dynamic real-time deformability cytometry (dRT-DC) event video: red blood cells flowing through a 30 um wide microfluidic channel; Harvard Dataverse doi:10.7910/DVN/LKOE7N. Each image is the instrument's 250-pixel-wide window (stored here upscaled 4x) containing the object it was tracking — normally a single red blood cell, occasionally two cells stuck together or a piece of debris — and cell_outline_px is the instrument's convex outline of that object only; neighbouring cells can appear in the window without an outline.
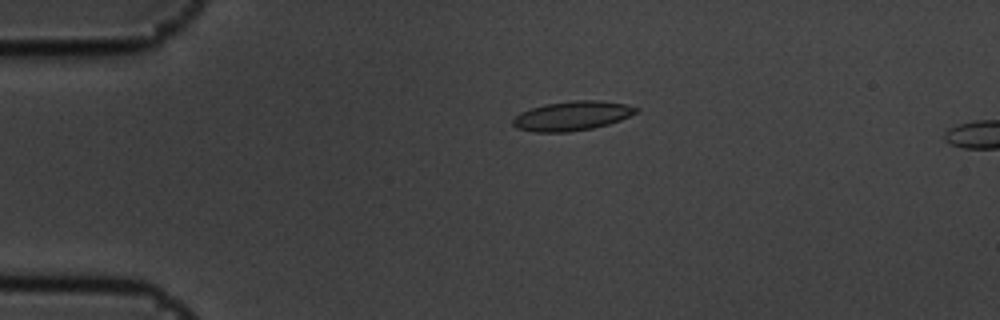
{"species": "common noctule bat (a hibernating species)", "species_latin": "Nyctalus noctula", "temperature_condition": "cold", "stored_images_in_passage": 10, "camera_frame_rate_fps": 3000, "um_per_image_px": 0.085, "animal": {"sex": "male", "body_mass_g": 19.5, "forearm_length_mm": 54.6}, "frame": {"image": 1, "passage_image": 7, "time_ms": 2.0, "image_size_px": [1000, 320], "cell_outline_px": [[640, 108], [636, 112], [620, 120], [608, 124], [592, 128], [568, 132], [536, 132], [516, 128], [512, 124], [512, 120], [520, 112], [544, 104], [572, 100], [596, 100], [624, 104]], "centroid_in_image_um": [48.59, 9.85], "position_along_channel_um": 36.4, "area_um2": 20.92}}